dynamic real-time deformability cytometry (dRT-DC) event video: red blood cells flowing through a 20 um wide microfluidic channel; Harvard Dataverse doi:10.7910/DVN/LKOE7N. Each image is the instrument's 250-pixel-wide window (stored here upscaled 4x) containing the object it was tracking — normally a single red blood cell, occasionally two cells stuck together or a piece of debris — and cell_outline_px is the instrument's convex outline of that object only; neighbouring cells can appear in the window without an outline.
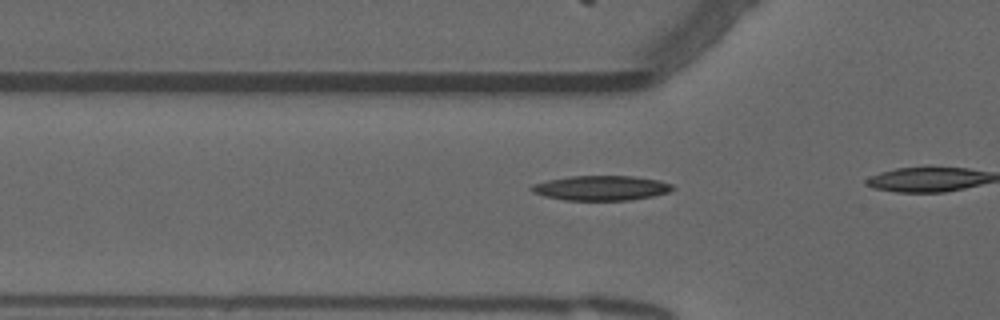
{"species": "common noctule bat (a hibernating species)", "species_latin": "Nyctalus noctula", "temperature_condition": "warm", "stored_images_in_passage": 10, "camera_frame_rate_fps": 3000, "um_per_image_px": 0.085, "animal": {"sex": "male", "forearm_length_mm": 52.5}, "frame": {"image": 1, "passage_image": 5, "time_ms": 1.333, "image_size_px": [1000, 320], "cell_outline_px": [[672, 188], [668, 192], [652, 196], [628, 200], [564, 200], [544, 196], [532, 192], [528, 188], [532, 184], [548, 180], [568, 176], [632, 176], [660, 180], [672, 184]], "centroid_in_image_um": [51.04, 15.97], "position_along_channel_um": 74.8, "area_um2": 20.35}}
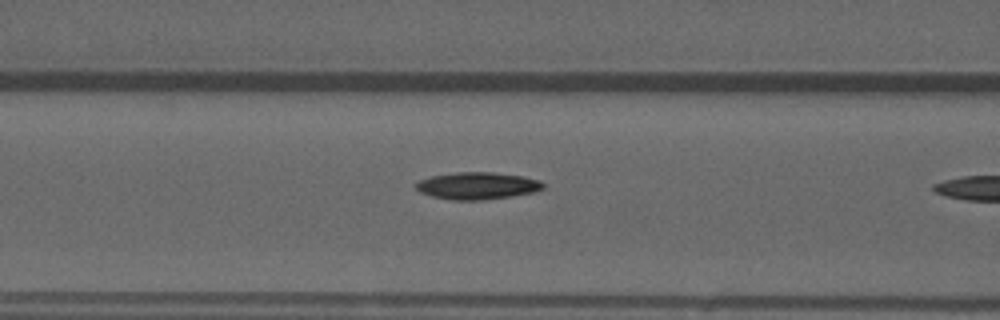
{"frame": {"image": 2, "passage_image": 9, "time_ms": 2.667, "image_size_px": [1000, 320], "cell_outline_px": [[544, 188], [532, 192], [512, 196], [484, 200], [452, 200], [432, 196], [420, 192], [416, 188], [416, 184], [420, 180], [432, 176], [456, 172], [492, 172], [524, 176], [540, 180], [544, 184]], "centroid_in_image_um": [40.59, 15.79], "position_along_channel_um": 126.0, "area_um2": 20.06}}